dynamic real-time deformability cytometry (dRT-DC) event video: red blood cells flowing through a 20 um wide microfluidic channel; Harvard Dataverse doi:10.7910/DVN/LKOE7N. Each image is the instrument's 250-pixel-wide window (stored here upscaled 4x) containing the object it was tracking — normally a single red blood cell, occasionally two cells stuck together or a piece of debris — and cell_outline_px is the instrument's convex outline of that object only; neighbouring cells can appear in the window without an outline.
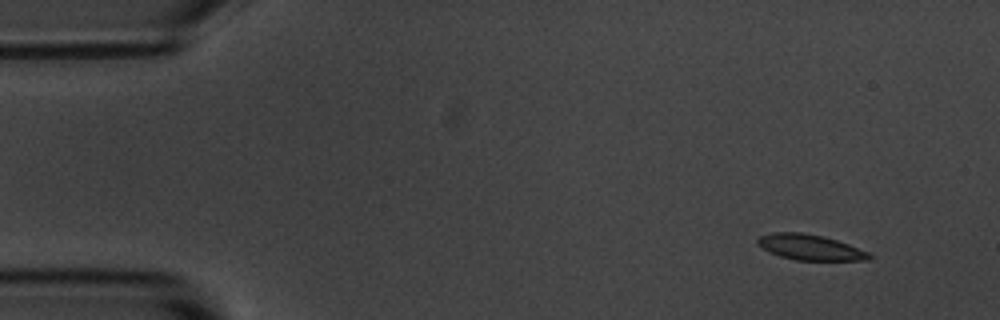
{"species": "common noctule bat (a hibernating species)", "species_latin": "Nyctalus noctula", "temperature_condition": "room temperature", "stored_images_in_passage": 7, "camera_frame_rate_fps": 3000, "um_per_image_px": 0.085, "animal": {"sex": "male", "body_mass_g": 20.1, "forearm_length_mm": 53.5}, "frame": {"image": 1, "passage_image": 1, "time_ms": 0.0, "image_size_px": [1000, 320], "cell_outline_px": [[872, 256], [868, 260], [796, 260], [780, 256], [768, 252], [756, 244], [756, 240], [760, 236], [776, 232], [800, 232], [824, 236], [848, 244], [868, 252]], "centroid_in_image_um": [68.81, 21.02], "position_along_channel_um": 16.2, "area_um2": 16.53}}
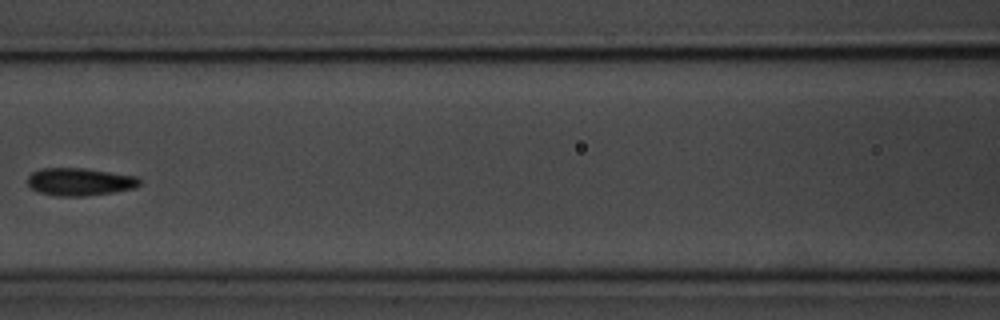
{"frame": {"image": 2, "passage_image": 6, "time_ms": 6.667, "image_size_px": [1000, 320], "cell_outline_px": [[140, 184], [136, 188], [112, 192], [84, 196], [56, 196], [40, 192], [32, 188], [28, 184], [28, 176], [32, 172], [40, 168], [84, 168], [136, 176], [140, 180]], "centroid_in_image_um": [6.77, 15.44], "position_along_channel_um": 159.8, "area_um2": 17.98}}
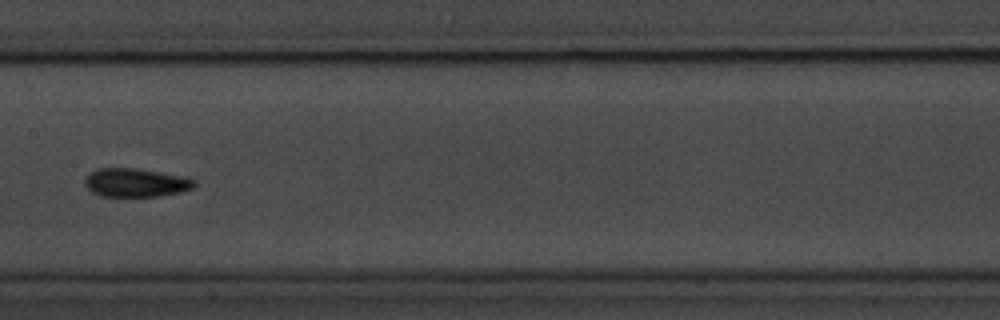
{"frame": {"image": 3, "passage_image": 7, "time_ms": 7.667, "image_size_px": [1000, 320], "cell_outline_px": [[196, 184], [192, 188], [180, 192], [160, 196], [100, 196], [92, 192], [84, 184], [84, 180], [96, 168], [136, 168], [180, 176], [196, 180]], "centroid_in_image_um": [11.52, 15.53], "position_along_channel_um": 195.9, "area_um2": 18.03}}